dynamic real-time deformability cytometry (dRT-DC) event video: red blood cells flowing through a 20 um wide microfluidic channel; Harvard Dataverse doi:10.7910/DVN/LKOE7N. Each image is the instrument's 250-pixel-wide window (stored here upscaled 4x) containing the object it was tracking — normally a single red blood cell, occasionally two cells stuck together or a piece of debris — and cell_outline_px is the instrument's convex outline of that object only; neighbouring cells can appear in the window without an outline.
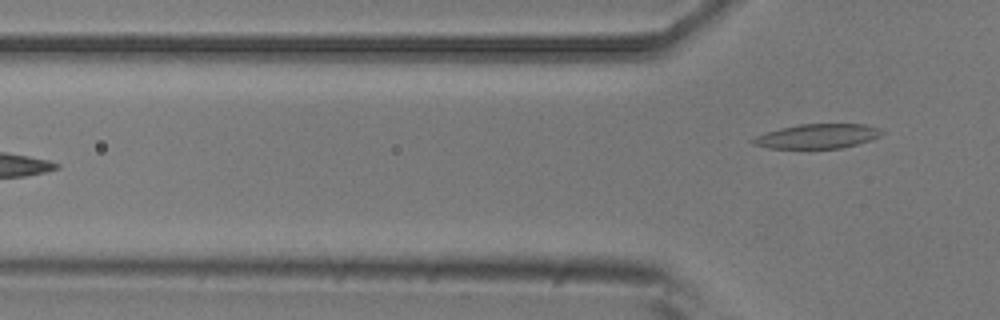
{"species": "common noctule bat (a hibernating species)", "species_latin": "Nyctalus noctula", "temperature_condition": "room temperature", "stored_images_in_passage": 6, "camera_frame_rate_fps": 3000, "um_per_image_px": 0.085, "animal": {"sex": "male", "body_mass_g": 20.5, "forearm_length_mm": 52.5}, "frame": {"image": 1, "passage_image": 6, "time_ms": 1.667, "image_size_px": [1000, 320], "cell_outline_px": [[884, 132], [880, 136], [872, 140], [840, 148], [768, 148], [752, 144], [748, 140], [756, 136], [780, 128], [800, 124], [864, 124], [880, 128]], "centroid_in_image_um": [69.48, 11.57], "position_along_channel_um": 56.3, "area_um2": 18.38}}